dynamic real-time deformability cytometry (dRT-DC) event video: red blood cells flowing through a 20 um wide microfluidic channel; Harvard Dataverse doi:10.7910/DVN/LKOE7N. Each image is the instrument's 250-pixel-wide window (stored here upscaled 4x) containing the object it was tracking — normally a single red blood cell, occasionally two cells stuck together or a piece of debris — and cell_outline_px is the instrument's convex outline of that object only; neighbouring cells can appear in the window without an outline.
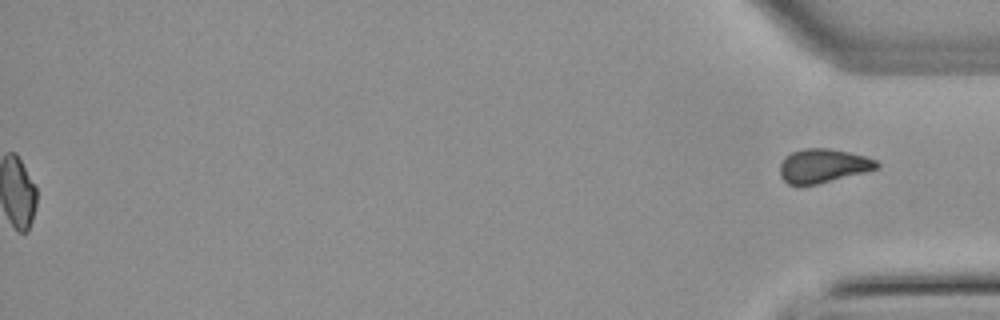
{"species": "common noctule bat (a hibernating species)", "species_latin": "Nyctalus noctula", "temperature_condition": "warm", "stored_images_in_passage": 41, "segment_of_instrument_passage": [2, 2], "camera_frame_rate_fps": 3000, "um_per_image_px": 0.085, "animal": {"sex": "male", "body_mass_g": 21.5, "forearm_length_mm": 52.0}, "frame": {"image": 1, "passage_image": 41, "time_ms": 13.333, "image_size_px": [1000, 320], "cell_outline_px": [[880, 168], [816, 184], [788, 184], [780, 176], [780, 164], [784, 156], [792, 152], [804, 148], [828, 148], [848, 152], [864, 156], [876, 160], [880, 164]], "centroid_in_image_um": [69.95, 14.08], "position_along_channel_um": 365.3, "area_um2": 18.96}}